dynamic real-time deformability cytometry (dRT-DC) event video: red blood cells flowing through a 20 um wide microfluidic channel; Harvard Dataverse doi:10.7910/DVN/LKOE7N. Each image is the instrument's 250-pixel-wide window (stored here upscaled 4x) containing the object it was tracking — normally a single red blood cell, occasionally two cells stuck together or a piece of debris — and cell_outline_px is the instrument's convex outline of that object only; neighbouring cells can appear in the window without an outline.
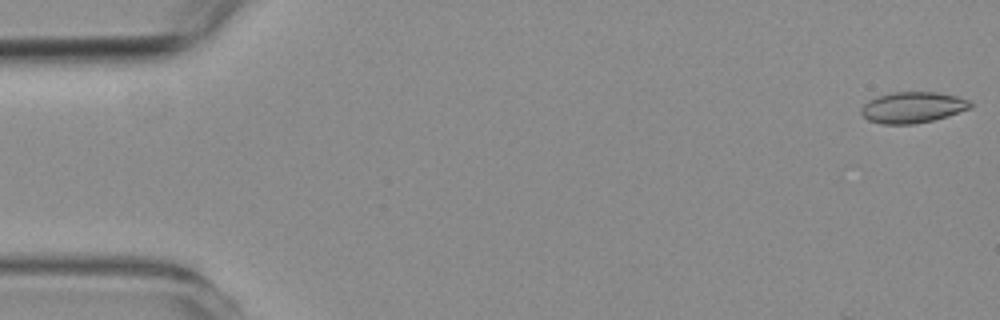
{"species": "common noctule bat (a hibernating species)", "species_latin": "Nyctalus noctula", "temperature_condition": "room temperature", "stored_images_in_passage": 58, "camera_frame_rate_fps": 3000, "um_per_image_px": 0.085, "animal": {"sex": "female", "body_mass_g": 19.3, "forearm_length_mm": 54.1}, "frame": {"image": 1, "passage_image": 1, "time_ms": 0.0, "image_size_px": [1000, 320], "cell_outline_px": [[972, 108], [948, 116], [916, 124], [880, 124], [868, 120], [860, 112], [860, 108], [868, 100], [876, 96], [892, 92], [936, 92], [956, 96], [968, 100], [972, 104]], "centroid_in_image_um": [77.55, 9.13], "position_along_channel_um": 7.4, "area_um2": 19.88}}
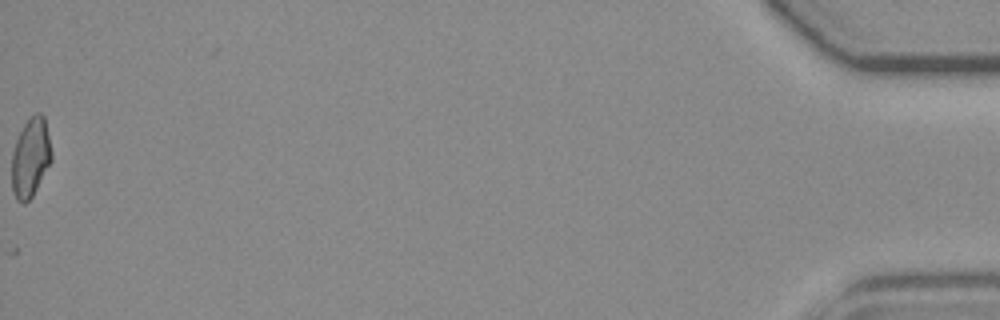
{"frame": {"image": 2, "passage_image": 58, "time_ms": 19.0, "image_size_px": [1000, 320], "cell_outline_px": [[52, 160], [32, 196], [24, 204], [16, 200], [12, 188], [12, 152], [16, 140], [24, 124], [36, 112], [40, 112], [44, 116], [52, 152]], "centroid_in_image_um": [2.6, 13.39], "position_along_channel_um": 432.6, "area_um2": 18.21}}